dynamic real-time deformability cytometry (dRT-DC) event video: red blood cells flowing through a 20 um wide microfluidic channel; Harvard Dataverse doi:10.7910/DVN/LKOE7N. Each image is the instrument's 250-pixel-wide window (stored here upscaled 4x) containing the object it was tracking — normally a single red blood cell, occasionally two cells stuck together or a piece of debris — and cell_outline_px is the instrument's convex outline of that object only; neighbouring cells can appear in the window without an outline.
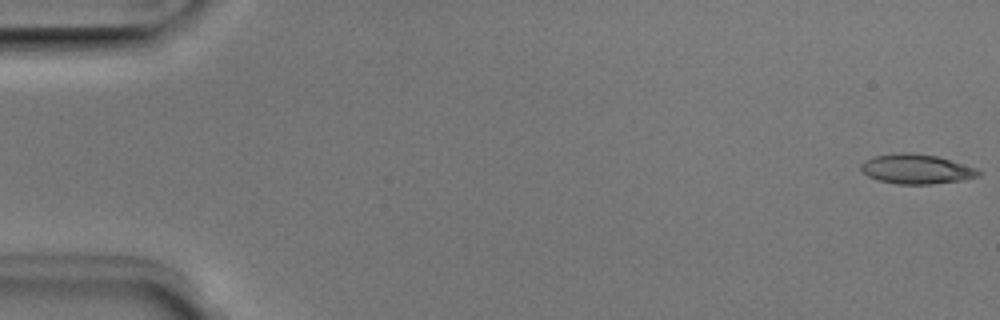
{"species": "Egyptian fruit bat (a non-hibernating species)", "species_latin": "Rousettus aegyptiacus", "temperature_condition": "room temperature", "stored_images_in_passage": 50, "camera_frame_rate_fps": 3000, "um_per_image_px": 0.085, "animal": {"sex": "male"}, "frame": {"image": 1, "passage_image": 1, "time_ms": 0.0, "image_size_px": [1000, 320], "cell_outline_px": [[980, 176], [964, 180], [928, 184], [896, 184], [880, 180], [868, 176], [860, 168], [860, 164], [864, 160], [872, 156], [904, 152], [912, 152], [936, 156], [976, 168], [980, 172]], "centroid_in_image_um": [77.87, 14.36], "position_along_channel_um": 7.1, "area_um2": 20.23}}
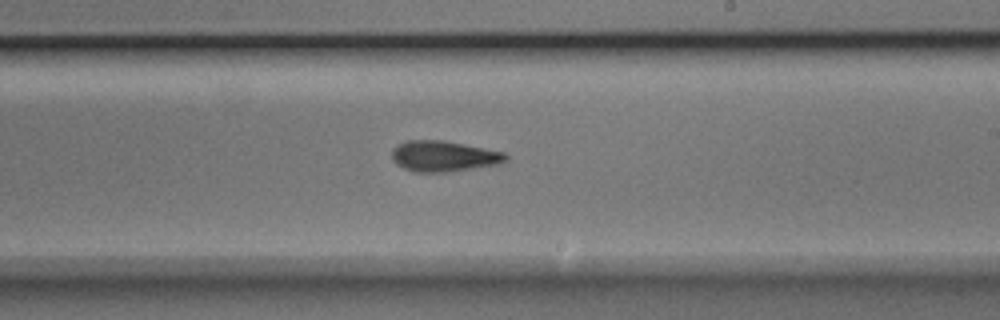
{"frame": {"image": 2, "passage_image": 30, "time_ms": 9.667, "image_size_px": [1000, 320], "cell_outline_px": [[508, 160], [500, 164], [444, 172], [416, 172], [404, 168], [396, 164], [392, 160], [392, 148], [396, 144], [408, 140], [444, 140], [504, 152], [508, 156]], "centroid_in_image_um": [37.69, 13.27], "position_along_channel_um": 251.3, "area_um2": 20.46}}
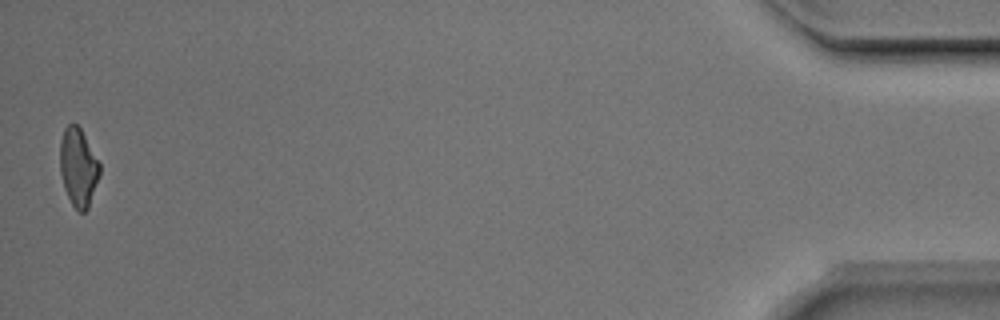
{"frame": {"image": 3, "passage_image": 50, "time_ms": 16.333, "image_size_px": [1000, 320], "cell_outline_px": [[100, 176], [88, 208], [84, 212], [80, 212], [72, 204], [64, 188], [60, 172], [60, 140], [64, 128], [68, 124], [76, 124], [80, 128], [100, 164]], "centroid_in_image_um": [6.65, 14.22], "position_along_channel_um": 428.6, "area_um2": 17.98}, "authors_computed_cell_mechanics": {"area_um2": 19.7965, "velocity_mm_per_s": 4.047, "shape_relaxation_time_tau1_ms": 5.4112, "shape_relaxation_time_tau2_ms": 3.8699, "deformation_change_tau1": 0.1868, "deformation_change_tau2": 0.1343}}